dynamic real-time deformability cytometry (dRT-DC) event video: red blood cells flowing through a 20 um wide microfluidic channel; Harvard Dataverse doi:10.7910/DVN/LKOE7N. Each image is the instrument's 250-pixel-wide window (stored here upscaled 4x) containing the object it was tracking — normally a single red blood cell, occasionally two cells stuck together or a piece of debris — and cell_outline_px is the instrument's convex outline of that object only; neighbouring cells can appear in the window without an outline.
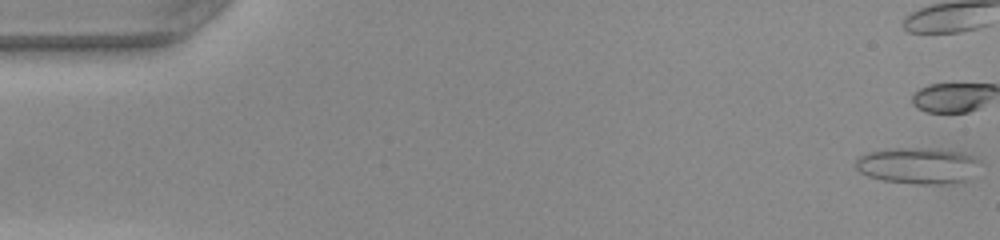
{"species": "common noctule bat (a hibernating species)", "species_latin": "Nyctalus noctula", "temperature_condition": "warm", "stored_images_in_passage": 39, "camera_frame_rate_fps": 3000, "um_per_image_px": 0.085, "animal": {"sex": "female", "body_mass_g": 22.0, "forearm_length_mm": 56.7}, "frame": {"image": 1, "passage_image": 1, "time_ms": 0.0, "image_size_px": [1000, 240], "cell_outline_px": [[980, 160], [968, 180], [948, 184], [916, 184], [880, 180], [868, 176], [860, 172], [852, 164], [860, 156], [868, 152], [892, 148], [924, 148], [964, 152]], "centroid_in_image_um": [77.98, 14.08], "position_along_channel_um": 7.0, "area_um2": 26.36}}